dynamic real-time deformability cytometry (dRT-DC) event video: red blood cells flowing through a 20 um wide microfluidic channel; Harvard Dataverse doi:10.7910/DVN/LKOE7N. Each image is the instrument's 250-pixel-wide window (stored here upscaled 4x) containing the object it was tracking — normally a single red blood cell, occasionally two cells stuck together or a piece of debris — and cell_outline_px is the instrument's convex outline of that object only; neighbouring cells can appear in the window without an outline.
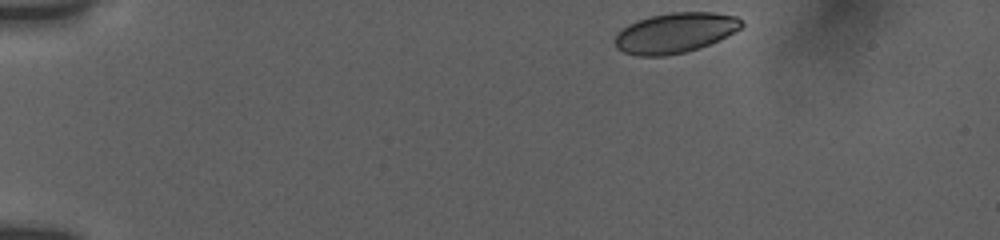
{"species": "human", "species_latin": "Homo sapiens", "temperature_condition": "room temperature", "stored_images_in_passage": 8, "camera_frame_rate_fps": 3000, "um_per_image_px": 0.085, "donor": {"sex": "female"}, "frame": {"image": 1, "passage_image": 1, "time_ms": 0.0, "image_size_px": [1000, 240], "cell_outline_px": [[744, 24], [740, 28], [708, 44], [684, 52], [664, 56], [640, 56], [624, 52], [616, 48], [616, 36], [628, 24], [636, 20], [652, 16], [672, 12], [712, 12], [736, 16]], "centroid_in_image_um": [57.35, 2.78], "position_along_channel_um": 27.6, "area_um2": 29.02}}
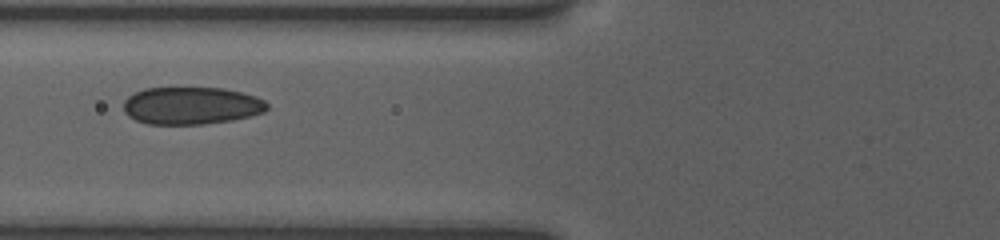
{"frame": {"image": 2, "passage_image": 7, "time_ms": 4.667, "image_size_px": [1000, 240], "cell_outline_px": [[268, 108], [264, 112], [232, 120], [204, 124], [148, 124], [136, 120], [128, 116], [124, 112], [124, 100], [128, 96], [144, 88], [224, 88], [256, 96], [264, 100], [268, 104]], "centroid_in_image_um": [16.25, 8.98], "position_along_channel_um": 109.5, "area_um2": 31.33}}
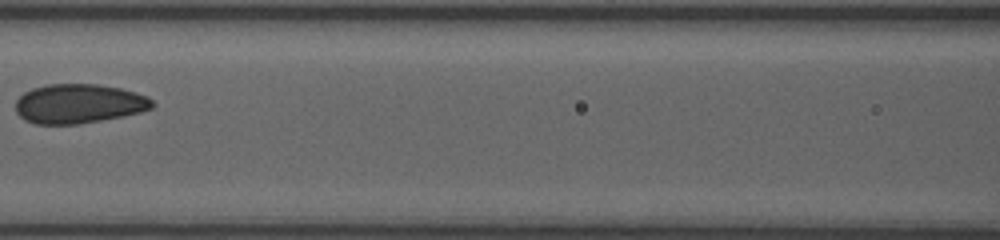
{"frame": {"image": 3, "passage_image": 8, "time_ms": 6.0, "image_size_px": [1000, 240], "cell_outline_px": [[156, 104], [152, 108], [140, 112], [124, 116], [76, 124], [36, 124], [24, 120], [16, 112], [16, 100], [24, 92], [32, 88], [44, 84], [100, 84], [120, 88], [136, 92], [148, 96]], "centroid_in_image_um": [6.7, 8.8], "position_along_channel_um": 159.9, "area_um2": 31.56}}